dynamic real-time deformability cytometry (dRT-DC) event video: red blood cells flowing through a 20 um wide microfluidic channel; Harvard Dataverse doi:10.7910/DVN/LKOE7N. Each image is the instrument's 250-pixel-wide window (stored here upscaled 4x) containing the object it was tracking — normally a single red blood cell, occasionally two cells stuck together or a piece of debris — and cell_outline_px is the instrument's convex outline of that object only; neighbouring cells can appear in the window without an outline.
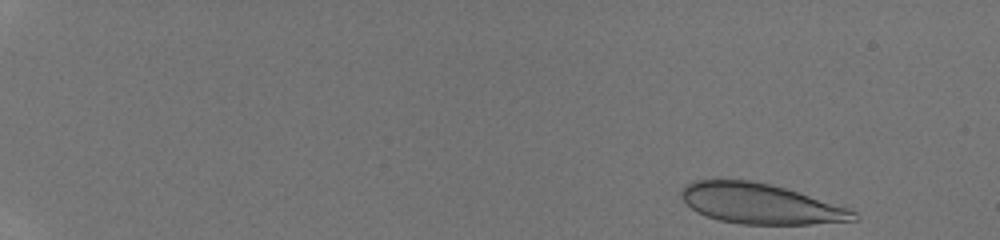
{"species": "human", "species_latin": "Homo sapiens", "temperature_condition": "room temperature", "stored_images_in_passage": 42, "camera_frame_rate_fps": 3000, "um_per_image_px": 0.085, "donor": {"sex": "male"}, "frame": {"image": 1, "passage_image": 1, "time_ms": 0.0, "image_size_px": [1000, 240], "cell_outline_px": [[860, 220], [812, 224], [740, 224], [720, 220], [704, 216], [696, 212], [680, 196], [680, 192], [684, 184], [692, 180], [752, 180], [772, 184], [848, 208], [856, 212], [860, 216]], "centroid_in_image_um": [64.62, 17.32], "position_along_channel_um": 20.4, "area_um2": 40.52}}
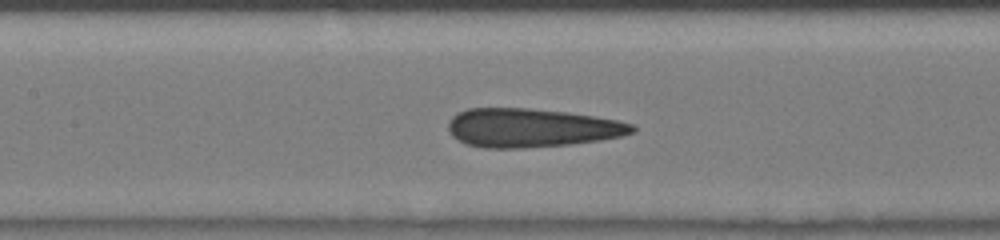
{"frame": {"image": 2, "passage_image": 21, "time_ms": 6.667, "image_size_px": [1000, 240], "cell_outline_px": [[636, 132], [620, 136], [600, 140], [568, 144], [524, 148], [484, 148], [468, 144], [452, 136], [448, 132], [448, 124], [452, 116], [456, 112], [468, 108], [528, 108], [568, 112], [596, 116], [616, 120], [632, 124], [636, 128]], "centroid_in_image_um": [45.16, 10.86], "position_along_channel_um": 162.2, "area_um2": 41.62}}
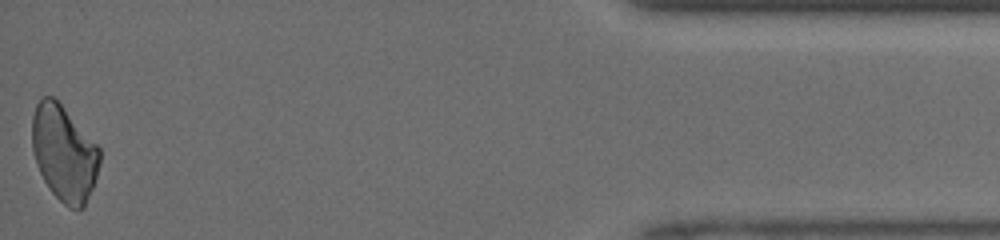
{"frame": {"image": 3, "passage_image": 42, "time_ms": 13.667, "image_size_px": [1000, 240], "cell_outline_px": [[100, 164], [92, 188], [84, 208], [68, 208], [48, 188], [36, 164], [32, 148], [32, 116], [36, 104], [44, 96], [52, 96], [64, 108], [100, 148]], "centroid_in_image_um": [5.43, 13.03], "position_along_channel_um": 429.8, "area_um2": 37.4}}